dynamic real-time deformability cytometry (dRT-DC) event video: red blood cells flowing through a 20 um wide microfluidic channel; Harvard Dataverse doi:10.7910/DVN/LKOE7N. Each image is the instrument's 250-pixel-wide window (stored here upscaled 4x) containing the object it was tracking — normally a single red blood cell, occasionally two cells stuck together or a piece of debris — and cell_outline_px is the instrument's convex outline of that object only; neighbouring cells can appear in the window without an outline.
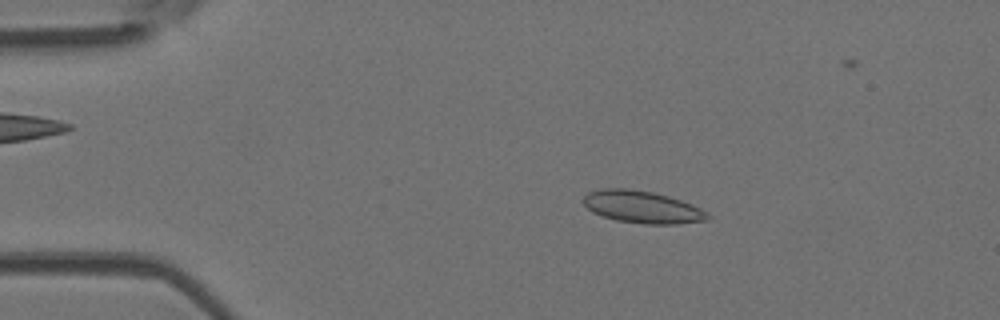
{"species": "Egyptian fruit bat (a non-hibernating species)", "species_latin": "Rousettus aegyptiacus", "temperature_condition": "room temperature", "stored_images_in_passage": 51, "camera_frame_rate_fps": 3000, "um_per_image_px": 0.085, "animal": {"sex": "female"}, "frame": {"image": 1, "passage_image": 9, "time_ms": 2.667, "image_size_px": [1000, 320], "cell_outline_px": [[712, 216], [708, 220], [676, 224], [644, 224], [616, 220], [592, 212], [584, 204], [584, 196], [588, 192], [604, 188], [628, 188], [652, 192], [668, 196], [692, 204], [708, 212]], "centroid_in_image_um": [54.62, 17.6], "position_along_channel_um": 30.4, "area_um2": 23.35}}
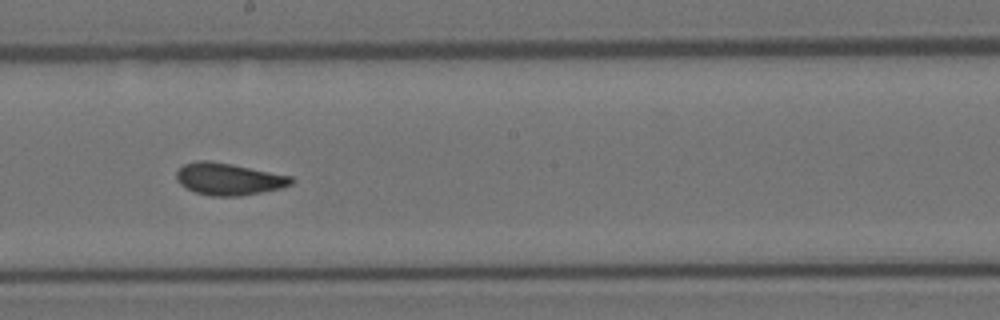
{"frame": {"image": 2, "passage_image": 28, "time_ms": 9.0, "image_size_px": [1000, 320], "cell_outline_px": [[296, 180], [292, 184], [280, 188], [240, 196], [212, 196], [196, 192], [180, 184], [176, 180], [176, 172], [184, 164], [196, 160], [208, 160], [232, 164], [292, 176]], "centroid_in_image_um": [19.44, 15.21], "position_along_channel_um": 228.8, "area_um2": 21.39}}
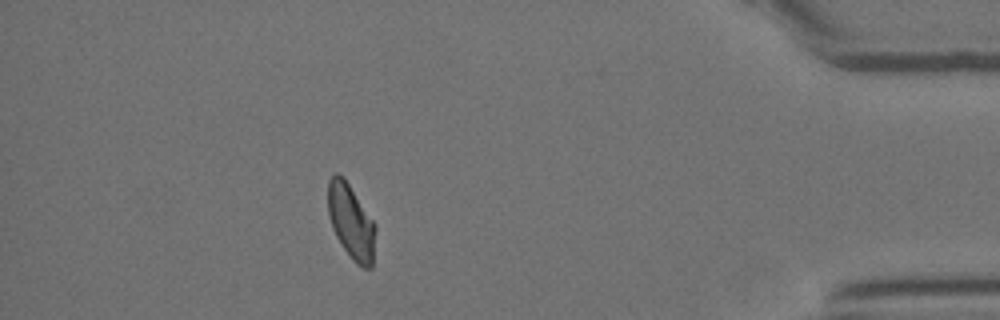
{"frame": {"image": 3, "passage_image": 45, "time_ms": 14.667, "image_size_px": [1000, 320], "cell_outline_px": [[376, 228], [372, 268], [364, 268], [356, 264], [352, 260], [336, 236], [332, 228], [328, 216], [328, 180], [336, 172], [340, 172], [344, 176], [376, 224]], "centroid_in_image_um": [29.84, 18.82], "position_along_channel_um": 405.4, "area_um2": 20.98}, "authors_computed_cell_mechanics": {"area_um2": 21.5016, "velocity_mm_per_s": 3.9558, "shape_relaxation_time_tau1_ms": 8.8354, "shape_relaxation_time_tau2_ms": 1.2688, "deformation_change_tau1": 0.156, "deformation_change_tau2": 0.0546}}